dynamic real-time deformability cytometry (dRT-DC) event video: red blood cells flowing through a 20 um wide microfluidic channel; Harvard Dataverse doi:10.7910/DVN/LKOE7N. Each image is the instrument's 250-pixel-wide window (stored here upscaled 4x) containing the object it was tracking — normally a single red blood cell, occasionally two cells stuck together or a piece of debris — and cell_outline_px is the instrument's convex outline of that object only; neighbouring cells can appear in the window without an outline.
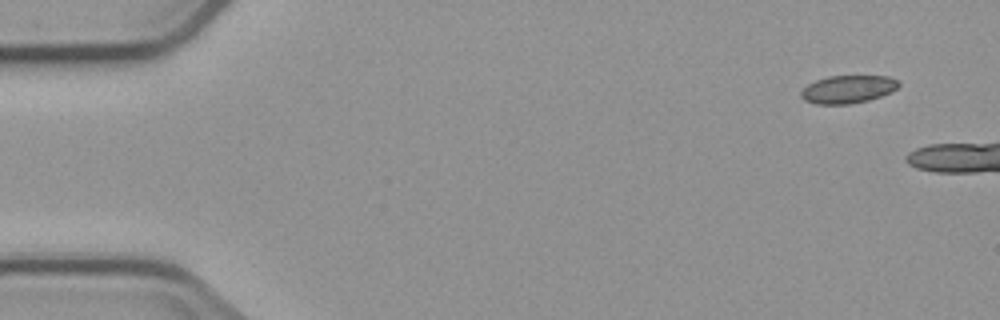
{"species": "common noctule bat (a hibernating species)", "species_latin": "Nyctalus noctula", "temperature_condition": "cold", "stored_images_in_passage": 6, "camera_frame_rate_fps": 3000, "um_per_image_px": 0.085, "animal": {"sex": "male", "body_mass_g": 23.1, "forearm_length_mm": 52.7}, "frame": {"image": 1, "passage_image": 1, "time_ms": 0.0, "image_size_px": [1000, 320], "cell_outline_px": [[900, 84], [892, 92], [868, 100], [848, 104], [816, 104], [804, 100], [800, 96], [800, 92], [808, 84], [816, 80], [828, 76], [888, 76], [896, 80]], "centroid_in_image_um": [72.05, 7.59], "position_along_channel_um": 13.0, "area_um2": 15.78}}